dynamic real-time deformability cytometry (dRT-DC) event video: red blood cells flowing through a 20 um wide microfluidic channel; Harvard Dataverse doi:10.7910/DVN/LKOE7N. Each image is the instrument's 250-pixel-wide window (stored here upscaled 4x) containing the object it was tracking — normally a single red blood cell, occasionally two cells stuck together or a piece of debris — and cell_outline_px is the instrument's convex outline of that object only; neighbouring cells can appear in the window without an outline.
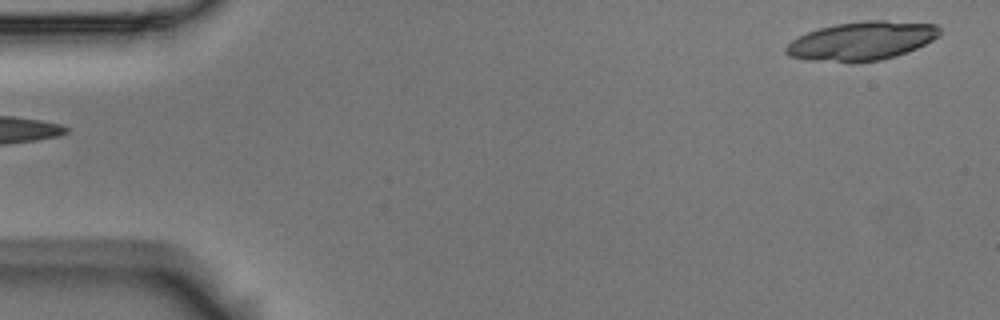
{"species": "Egyptian fruit bat (a non-hibernating species)", "species_latin": "Rousettus aegyptiacus", "temperature_condition": "room temperature", "stored_images_in_passage": 5, "segment_of_instrument_passage": [2, 2], "camera_frame_rate_fps": 3000, "um_per_image_px": 0.085, "animal": {"sex": "male"}, "frame": {"image": 1, "passage_image": 5, "time_ms": 1.333, "image_size_px": [1000, 320], "cell_outline_px": [[940, 36], [916, 48], [896, 56], [880, 60], [808, 60], [788, 56], [784, 52], [784, 48], [792, 40], [808, 32], [820, 28], [836, 24], [864, 20], [884, 20], [936, 24], [940, 28]], "centroid_in_image_um": [73.27, 3.44], "position_along_channel_um": 11.7, "area_um2": 33.99}}